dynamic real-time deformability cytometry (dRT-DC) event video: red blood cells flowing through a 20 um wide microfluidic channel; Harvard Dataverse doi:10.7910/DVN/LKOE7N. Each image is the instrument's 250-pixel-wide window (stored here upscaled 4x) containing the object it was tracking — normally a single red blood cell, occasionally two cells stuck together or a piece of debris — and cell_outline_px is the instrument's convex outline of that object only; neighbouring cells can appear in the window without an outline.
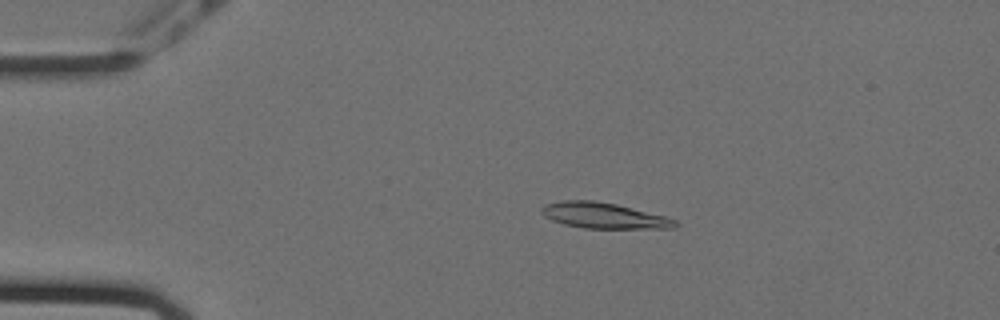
{"species": "Egyptian fruit bat (a non-hibernating species)", "species_latin": "Rousettus aegyptiacus", "temperature_condition": "cold", "stored_images_in_passage": 56, "camera_frame_rate_fps": 3000, "um_per_image_px": 0.085, "animal": {"sex": "female"}, "frame": {"image": 1, "passage_image": 11, "time_ms": 3.333, "image_size_px": [1000, 320], "cell_outline_px": [[680, 224], [676, 228], [584, 228], [564, 224], [552, 220], [544, 216], [540, 212], [540, 208], [544, 204], [560, 200], [592, 200], [616, 204], [668, 216], [676, 220]], "centroid_in_image_um": [51.34, 18.31], "position_along_channel_um": 33.7, "area_um2": 20.29}}
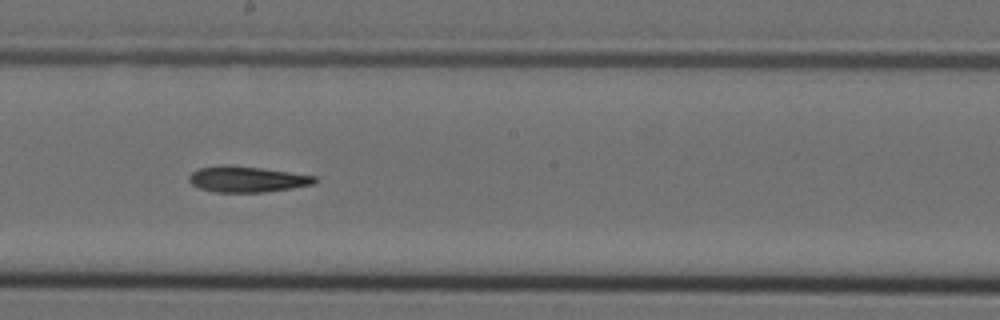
{"frame": {"image": 2, "passage_image": 31, "time_ms": 10.0, "image_size_px": [1000, 320], "cell_outline_px": [[316, 184], [292, 188], [264, 192], [216, 192], [200, 188], [192, 184], [188, 180], [188, 176], [196, 168], [224, 164], [228, 164], [260, 168], [316, 176]], "centroid_in_image_um": [20.96, 15.22], "position_along_channel_um": 227.2, "area_um2": 19.02}}
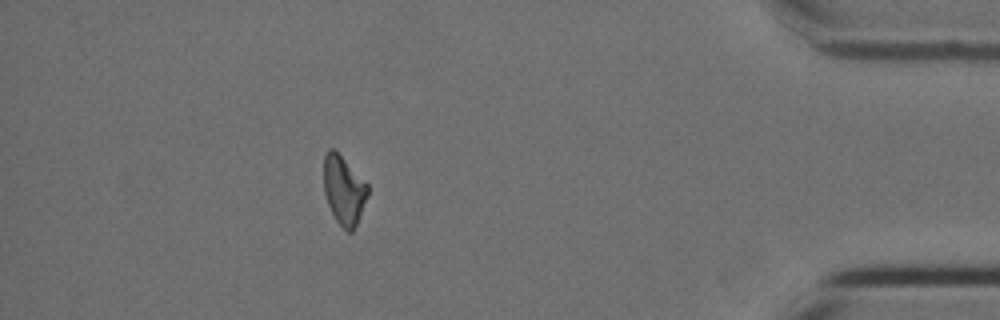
{"frame": {"image": 3, "passage_image": 50, "time_ms": 16.333, "image_size_px": [1000, 320], "cell_outline_px": [[368, 196], [356, 224], [352, 232], [348, 232], [336, 220], [328, 204], [324, 192], [324, 156], [328, 148], [332, 148], [368, 184]], "centroid_in_image_um": [29.22, 16.17], "position_along_channel_um": 406.0, "area_um2": 17.22}}